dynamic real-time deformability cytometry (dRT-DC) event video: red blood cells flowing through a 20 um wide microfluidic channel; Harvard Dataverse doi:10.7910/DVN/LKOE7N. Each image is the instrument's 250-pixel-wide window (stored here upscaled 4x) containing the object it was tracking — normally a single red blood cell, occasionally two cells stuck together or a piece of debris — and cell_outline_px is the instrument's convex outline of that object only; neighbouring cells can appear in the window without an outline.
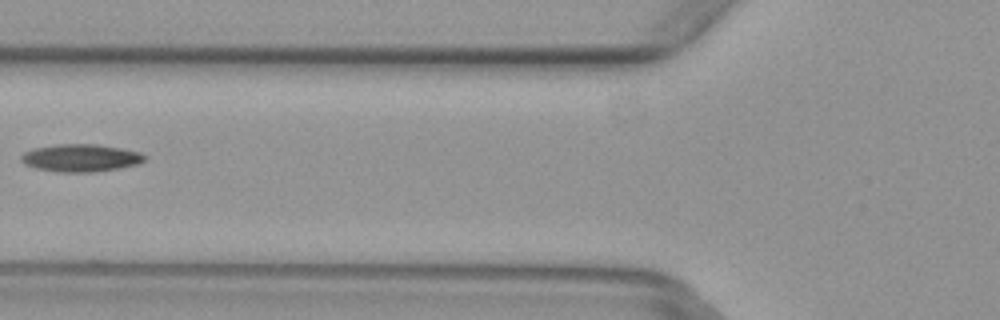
{"species": "common noctule bat (a hibernating species)", "species_latin": "Nyctalus noctula", "temperature_condition": "warm", "stored_images_in_passage": 5, "camera_frame_rate_fps": 3000, "um_per_image_px": 0.085, "animal": {"sex": "female", "body_mass_g": 29.2, "forearm_length_mm": 56.3}, "frame": {"image": 1, "passage_image": 4, "time_ms": 1.0, "image_size_px": [1000, 320], "cell_outline_px": [[148, 156], [140, 164], [120, 168], [96, 172], [56, 172], [36, 168], [24, 164], [20, 160], [20, 156], [24, 152], [32, 148], [56, 144], [96, 144], [120, 148], [140, 152]], "centroid_in_image_um": [6.86, 13.42], "position_along_channel_um": 118.9, "area_um2": 20.11}}